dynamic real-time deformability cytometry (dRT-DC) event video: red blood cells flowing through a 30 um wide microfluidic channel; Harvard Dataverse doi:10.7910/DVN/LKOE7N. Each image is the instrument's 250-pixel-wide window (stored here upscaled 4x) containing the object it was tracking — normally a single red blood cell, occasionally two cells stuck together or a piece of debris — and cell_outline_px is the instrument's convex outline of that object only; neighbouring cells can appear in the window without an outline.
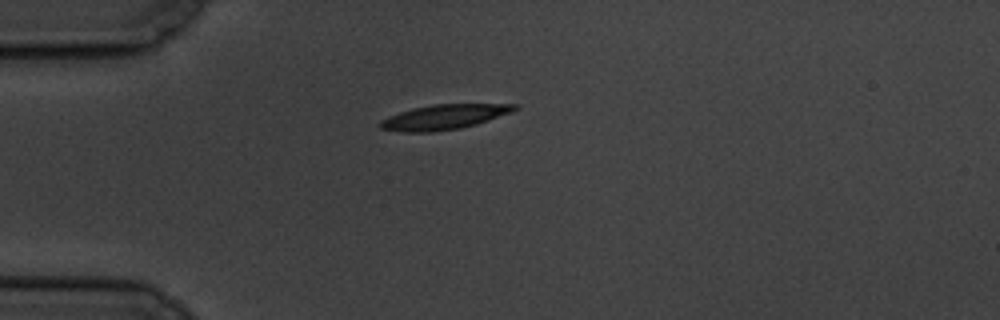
{"species": "common noctule bat (a hibernating species)", "species_latin": "Nyctalus noctula", "temperature_condition": "cold", "stored_images_in_passage": 37, "camera_frame_rate_fps": 3000, "um_per_image_px": 0.085, "animal": {"sex": "male", "body_mass_g": 19.5, "forearm_length_mm": 54.6}, "frame": {"image": 1, "passage_image": 1, "time_ms": 0.0, "image_size_px": [1000, 320], "cell_outline_px": [[520, 108], [512, 112], [476, 124], [460, 128], [432, 132], [404, 132], [380, 128], [376, 124], [380, 120], [388, 116], [412, 108], [432, 104], [520, 104]], "centroid_in_image_um": [37.73, 9.94], "position_along_channel_um": 47.3, "area_um2": 19.59}}
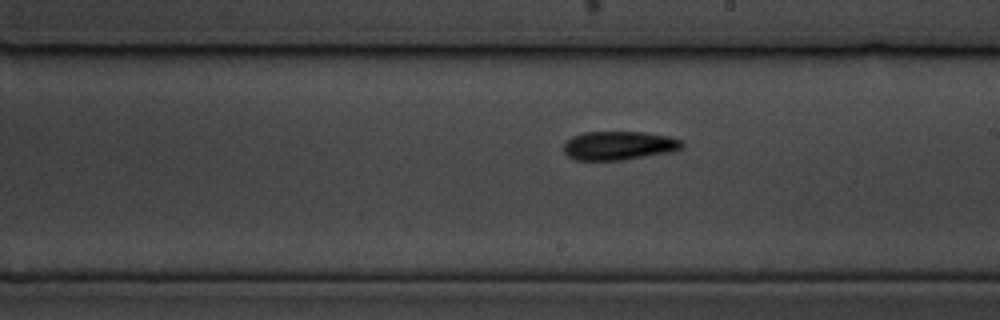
{"frame": {"image": 2, "passage_image": 19, "time_ms": 6.0, "image_size_px": [1000, 320], "cell_outline_px": [[684, 144], [680, 148], [672, 152], [624, 160], [576, 160], [568, 156], [564, 152], [564, 144], [572, 136], [584, 132], [644, 132], [668, 136], [680, 140]], "centroid_in_image_um": [52.6, 12.38], "position_along_channel_um": 236.4, "area_um2": 19.83}}
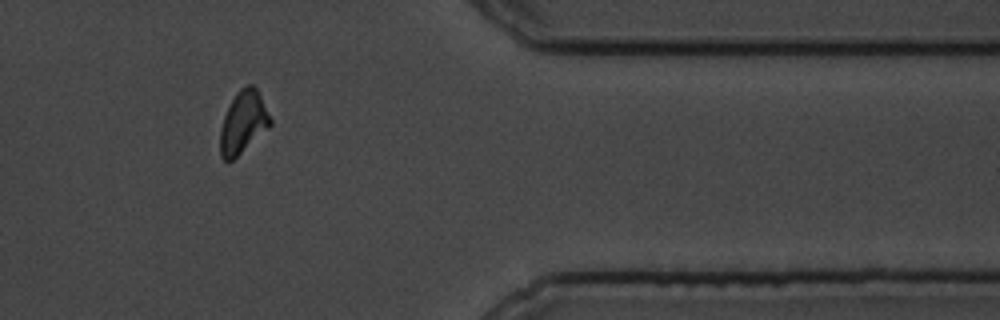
{"frame": {"image": 3, "passage_image": 34, "time_ms": 11.0, "image_size_px": [1000, 320], "cell_outline_px": [[272, 124], [268, 128], [232, 160], [224, 160], [220, 156], [220, 128], [224, 116], [236, 92], [240, 88], [248, 84], [252, 84], [256, 88], [272, 120]], "centroid_in_image_um": [20.66, 10.38], "position_along_channel_um": 390.7, "area_um2": 17.86}, "authors_computed_cell_mechanics": {"area_um2": 19.0162, "velocity_mm_per_s": 3.4601, "shape_relaxation_time_tau1_ms": 2.3343, "shape_relaxation_time_tau2_ms": 7.6462, "deformation_change_tau1": 0.1578, "deformation_change_tau2": 0.1425}}